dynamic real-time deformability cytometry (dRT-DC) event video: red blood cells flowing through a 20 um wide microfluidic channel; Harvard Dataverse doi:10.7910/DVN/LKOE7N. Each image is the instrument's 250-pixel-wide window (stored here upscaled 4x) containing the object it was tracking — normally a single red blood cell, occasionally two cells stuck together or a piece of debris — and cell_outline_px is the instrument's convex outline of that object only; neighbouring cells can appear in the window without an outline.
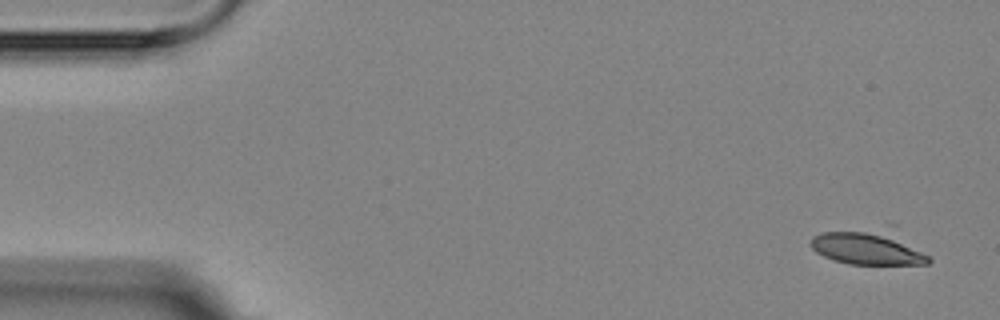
{"species": "Egyptian fruit bat (a non-hibernating species)", "species_latin": "Rousettus aegyptiacus", "temperature_condition": "room temperature", "stored_images_in_passage": 14, "camera_frame_rate_fps": 3000, "um_per_image_px": 0.085, "animal": {"sex": "female"}, "frame": {"image": 1, "passage_image": 1, "time_ms": 0.0, "image_size_px": [1000, 320], "cell_outline_px": [[932, 260], [928, 264], [848, 264], [824, 256], [816, 252], [808, 244], [812, 236], [820, 232], [888, 224], [896, 224]], "centroid_in_image_um": [73.9, 20.91], "position_along_channel_um": 11.1, "area_um2": 25.89}}
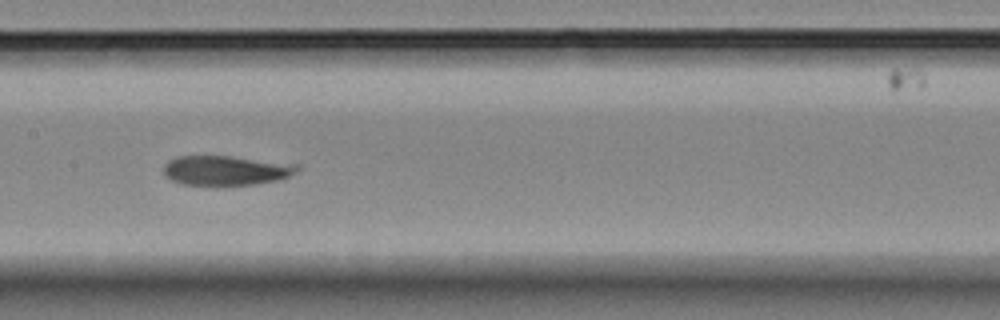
{"frame": {"image": 2, "passage_image": 7, "time_ms": 8.333, "image_size_px": [1000, 320], "cell_outline_px": [[300, 168], [288, 176], [276, 180], [256, 184], [184, 184], [172, 180], [164, 176], [164, 164], [168, 160], [176, 156], [228, 156], [300, 164]], "centroid_in_image_um": [19.19, 14.46], "position_along_channel_um": 188.2, "area_um2": 22.77}}
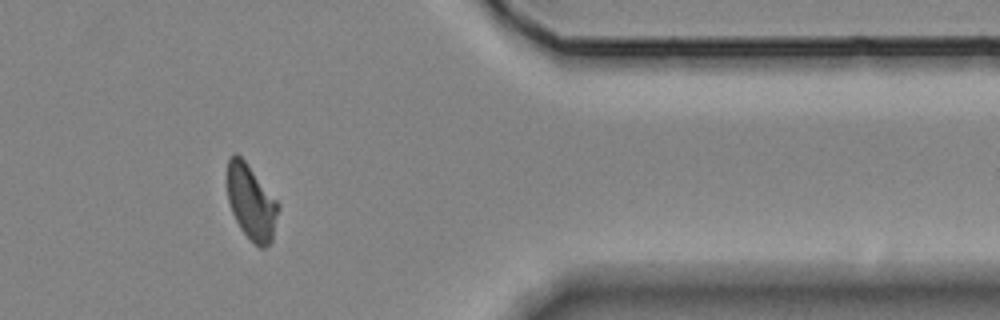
{"frame": {"image": 3, "passage_image": 12, "time_ms": 14.667, "image_size_px": [1000, 320], "cell_outline_px": [[280, 208], [272, 240], [264, 248], [260, 248], [240, 228], [232, 212], [228, 200], [228, 156], [232, 152], [236, 152], [244, 160], [276, 200]], "centroid_in_image_um": [21.35, 17.18], "position_along_channel_um": 390.0, "area_um2": 21.91}, "authors_computed_cell_mechanics": {"area_um2": 23.9003, "velocity_mm_per_s": 3.5288, "shape_relaxation_time_tau1_ms": null, "shape_relaxation_time_tau2_ms": 3.5137, "deformation_change_tau1": null, "deformation_change_tau2": 0.063}}